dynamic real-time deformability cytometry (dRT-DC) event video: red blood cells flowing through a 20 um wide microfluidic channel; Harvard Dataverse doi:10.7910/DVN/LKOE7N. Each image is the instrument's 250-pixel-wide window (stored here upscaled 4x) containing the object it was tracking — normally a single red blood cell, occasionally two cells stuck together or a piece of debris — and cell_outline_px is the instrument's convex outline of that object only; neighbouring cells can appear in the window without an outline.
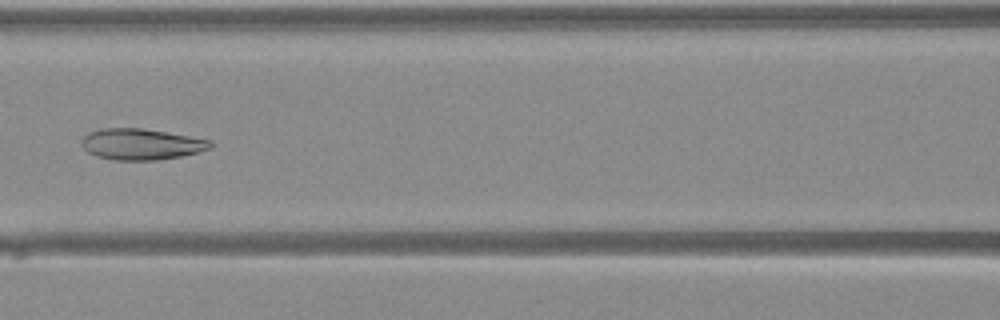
{"species": "Egyptian fruit bat (a non-hibernating species)", "species_latin": "Rousettus aegyptiacus", "temperature_condition": "warm", "stored_images_in_passage": 39, "camera_frame_rate_fps": 3000, "um_per_image_px": 0.085, "animal": {"sex": "female"}, "frame": {"image": 1, "passage_image": 20, "time_ms": 6.333, "image_size_px": [1000, 320], "cell_outline_px": [[212, 148], [180, 156], [156, 160], [116, 160], [96, 156], [88, 152], [84, 148], [84, 136], [88, 132], [100, 128], [140, 128], [212, 140]], "centroid_in_image_um": [12.0, 12.25], "position_along_channel_um": 154.6, "area_um2": 23.0}}
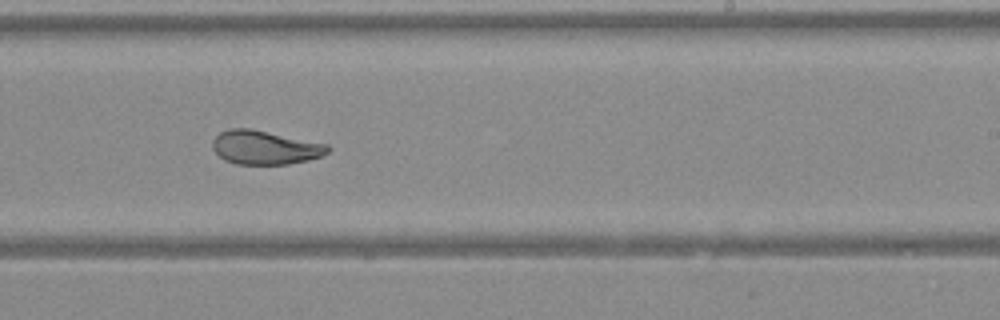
{"frame": {"image": 2, "passage_image": 27, "time_ms": 8.667, "image_size_px": [1000, 320], "cell_outline_px": [[332, 148], [328, 152], [320, 156], [308, 160], [288, 164], [236, 164], [224, 160], [212, 148], [212, 140], [220, 132], [228, 128], [248, 128], [328, 144]], "centroid_in_image_um": [22.51, 12.54], "position_along_channel_um": 266.5, "area_um2": 22.66}}
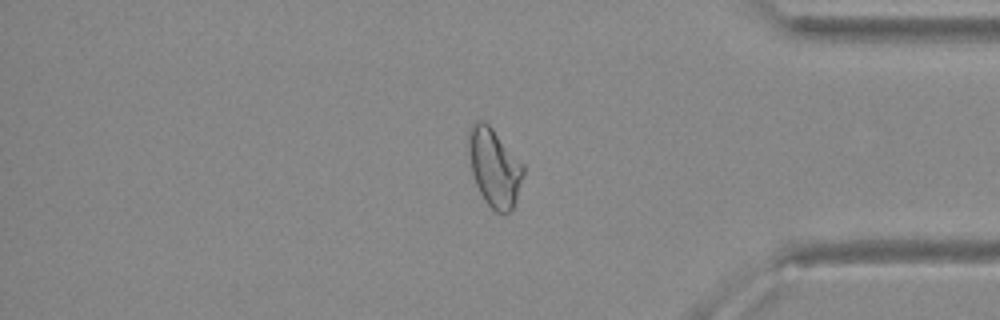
{"frame": {"image": 3, "passage_image": 36, "time_ms": 11.667, "image_size_px": [1000, 320], "cell_outline_px": [[524, 172], [516, 200], [512, 208], [504, 216], [496, 212], [484, 200], [476, 184], [472, 172], [468, 148], [468, 132], [472, 124], [476, 120], [484, 120], [492, 128], [524, 164]], "centroid_in_image_um": [42.02, 14.23], "position_along_channel_um": 393.2, "area_um2": 24.91}}